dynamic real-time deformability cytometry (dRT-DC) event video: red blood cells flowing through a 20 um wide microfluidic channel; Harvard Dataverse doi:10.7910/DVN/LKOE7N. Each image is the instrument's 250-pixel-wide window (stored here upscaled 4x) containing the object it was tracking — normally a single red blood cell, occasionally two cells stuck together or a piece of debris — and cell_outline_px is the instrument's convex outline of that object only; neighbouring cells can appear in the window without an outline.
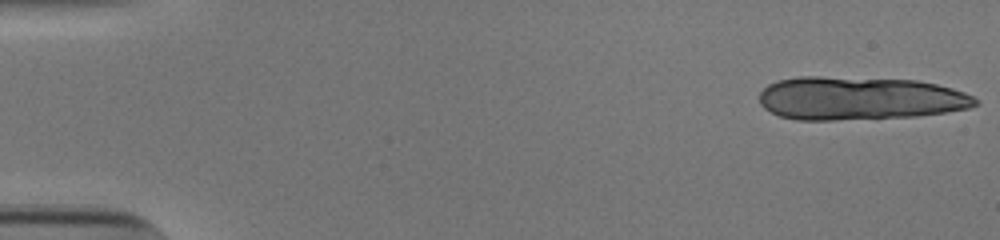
{"species": "human", "species_latin": "Homo sapiens", "temperature_condition": "cold", "stored_images_in_passage": 15, "camera_frame_rate_fps": 3000, "um_per_image_px": 0.085, "donor": {"sex": "male"}, "frame": {"image": 1, "passage_image": 1, "time_ms": 0.0, "image_size_px": [1000, 240], "cell_outline_px": [[980, 104], [968, 108], [944, 112], [916, 116], [836, 120], [796, 120], [780, 116], [764, 108], [760, 104], [760, 92], [768, 84], [776, 80], [800, 76], [820, 76], [916, 80], [936, 84], [952, 88], [964, 92], [980, 100]], "centroid_in_image_um": [73.05, 8.35], "position_along_channel_um": 12.0, "area_um2": 54.74}}